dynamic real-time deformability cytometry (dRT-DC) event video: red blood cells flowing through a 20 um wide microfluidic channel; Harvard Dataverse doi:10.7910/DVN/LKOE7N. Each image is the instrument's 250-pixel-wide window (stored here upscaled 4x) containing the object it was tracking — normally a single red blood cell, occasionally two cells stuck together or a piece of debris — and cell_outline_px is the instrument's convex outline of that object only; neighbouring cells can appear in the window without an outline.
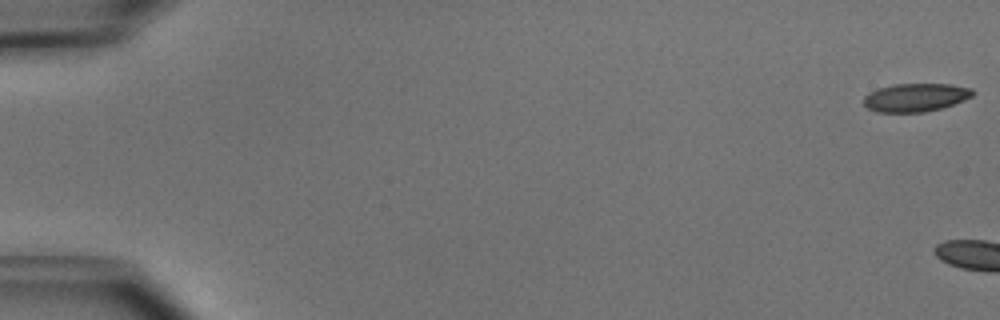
{"species": "common noctule bat (a hibernating species)", "species_latin": "Nyctalus noctula", "temperature_condition": "cold", "stored_images_in_passage": 4, "camera_frame_rate_fps": 3000, "um_per_image_px": 0.085, "animal": {"sex": "male", "body_mass_g": 15.6}, "frame": {"image": 1, "passage_image": 1, "time_ms": 0.0, "image_size_px": [1000, 320], "cell_outline_px": [[976, 92], [972, 96], [964, 100], [940, 108], [924, 112], [876, 112], [868, 108], [864, 104], [864, 96], [868, 92], [892, 84], [952, 84], [972, 88]], "centroid_in_image_um": [77.83, 8.27], "position_along_channel_um": 7.2, "area_um2": 17.98}}